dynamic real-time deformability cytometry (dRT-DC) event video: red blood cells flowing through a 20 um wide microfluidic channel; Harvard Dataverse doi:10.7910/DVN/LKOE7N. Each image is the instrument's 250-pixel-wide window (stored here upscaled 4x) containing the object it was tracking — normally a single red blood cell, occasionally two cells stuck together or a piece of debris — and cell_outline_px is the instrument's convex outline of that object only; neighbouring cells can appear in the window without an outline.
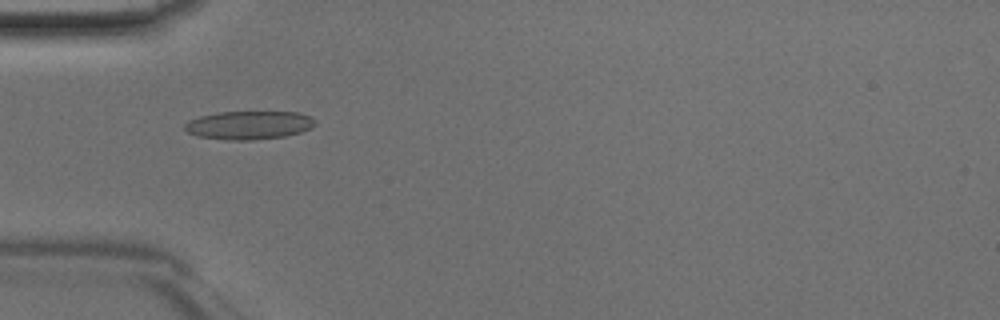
{"species": "Egyptian fruit bat (a non-hibernating species)", "species_latin": "Rousettus aegyptiacus", "temperature_condition": "room temperature", "stored_images_in_passage": 17, "camera_frame_rate_fps": 3000, "um_per_image_px": 0.085, "animal": {"sex": "male"}, "frame": {"image": 1, "passage_image": 1, "time_ms": 0.0, "image_size_px": [1000, 320], "cell_outline_px": [[316, 124], [312, 128], [300, 132], [284, 136], [252, 140], [228, 140], [196, 136], [188, 132], [184, 128], [184, 124], [188, 120], [200, 116], [216, 112], [300, 112], [316, 120]], "centroid_in_image_um": [21.15, 10.63], "position_along_channel_um": 63.9, "area_um2": 21.68}}
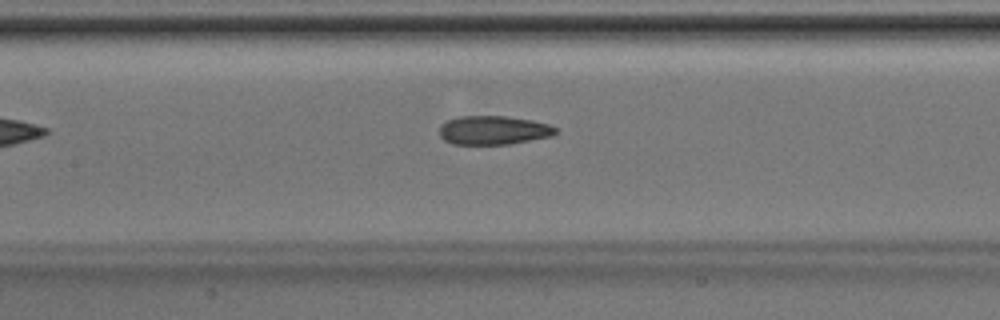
{"frame": {"image": 2, "passage_image": 8, "time_ms": 2.333, "image_size_px": [1000, 320], "cell_outline_px": [[556, 132], [552, 136], [508, 144], [452, 144], [444, 140], [440, 136], [440, 124], [448, 120], [460, 116], [504, 116], [532, 120], [548, 124], [556, 128]], "centroid_in_image_um": [41.92, 11.07], "position_along_channel_um": 165.5, "area_um2": 19.42}}
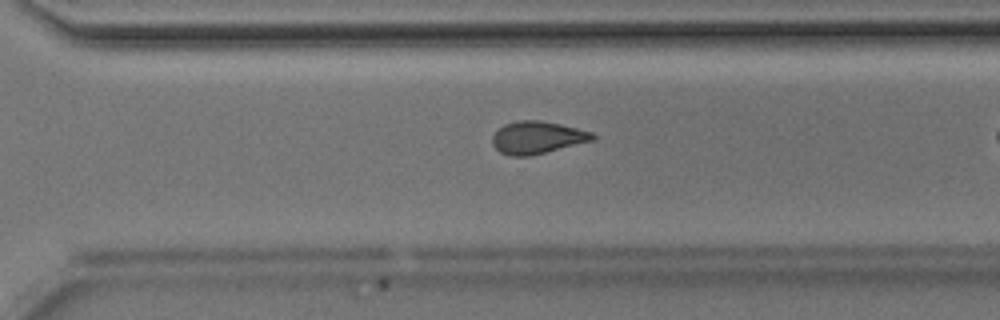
{"frame": {"image": 3, "passage_image": 16, "time_ms": 5.0, "image_size_px": [1000, 320], "cell_outline_px": [[596, 140], [528, 156], [508, 156], [500, 152], [492, 144], [492, 136], [504, 124], [516, 120], [540, 120], [560, 124], [592, 132], [596, 136]], "centroid_in_image_um": [45.67, 11.69], "position_along_channel_um": 324.9, "area_um2": 18.96}}